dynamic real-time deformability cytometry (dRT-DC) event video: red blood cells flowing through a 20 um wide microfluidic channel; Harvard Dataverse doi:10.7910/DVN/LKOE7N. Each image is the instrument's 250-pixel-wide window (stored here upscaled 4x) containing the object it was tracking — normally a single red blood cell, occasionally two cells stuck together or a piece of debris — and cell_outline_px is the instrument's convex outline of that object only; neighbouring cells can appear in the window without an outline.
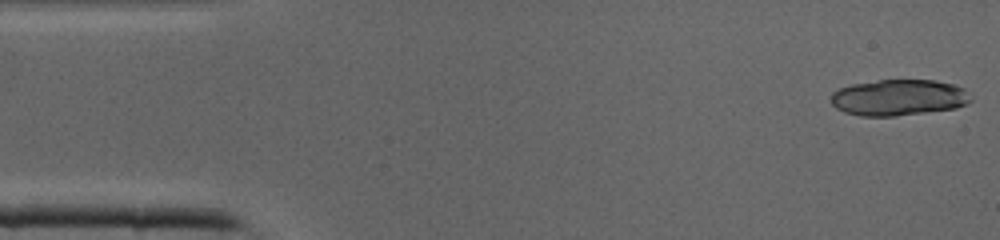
{"species": "common noctule bat (a hibernating species)", "species_latin": "Nyctalus noctula", "temperature_condition": "cold", "stored_images_in_passage": 40, "camera_frame_rate_fps": 3000, "um_per_image_px": 0.085, "animal": {"sex": "male", "body_mass_g": 19.0, "forearm_length_mm": 50.8}, "frame": {"image": 1, "passage_image": 1, "time_ms": 0.0, "image_size_px": [1000, 240], "cell_outline_px": [[972, 100], [968, 104], [956, 108], [896, 116], [860, 116], [844, 112], [836, 108], [832, 104], [832, 92], [840, 88], [852, 84], [880, 80], [932, 80], [952, 84], [964, 88]], "centroid_in_image_um": [76.39, 8.3], "position_along_channel_um": 8.6, "area_um2": 29.42}}
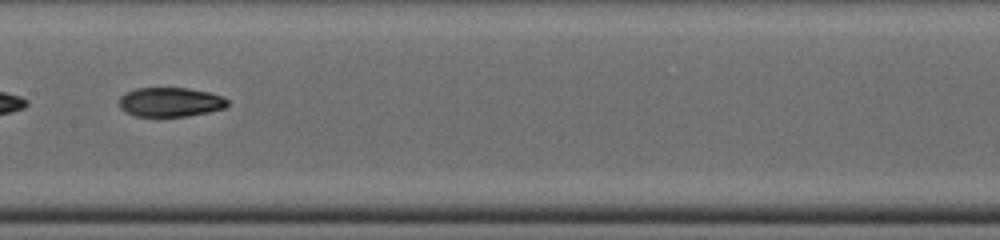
{"frame": {"image": 2, "passage_image": 20, "time_ms": 6.333, "image_size_px": [1000, 240], "cell_outline_px": [[228, 104], [224, 108], [208, 112], [188, 116], [136, 116], [124, 112], [120, 108], [120, 96], [124, 92], [136, 88], [188, 88], [208, 92], [220, 96], [228, 100]], "centroid_in_image_um": [14.44, 8.67], "position_along_channel_um": 193.0, "area_um2": 18.5}}
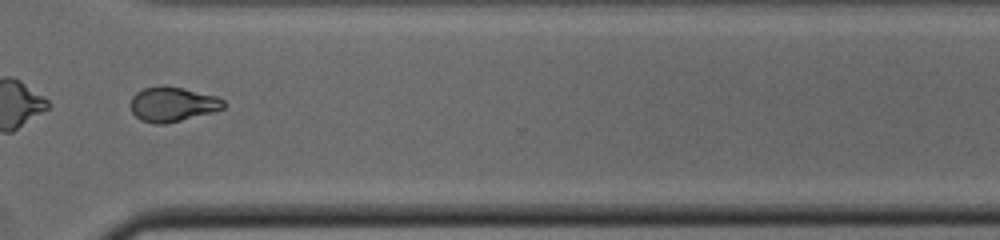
{"frame": {"image": 3, "passage_image": 30, "time_ms": 9.667, "image_size_px": [1000, 240], "cell_outline_px": [[224, 108], [212, 112], [164, 124], [152, 124], [140, 120], [132, 112], [128, 104], [132, 96], [136, 92], [144, 88], [160, 84], [180, 88], [216, 96], [224, 100]], "centroid_in_image_um": [14.59, 8.86], "position_along_channel_um": 356.0, "area_um2": 18.84}}